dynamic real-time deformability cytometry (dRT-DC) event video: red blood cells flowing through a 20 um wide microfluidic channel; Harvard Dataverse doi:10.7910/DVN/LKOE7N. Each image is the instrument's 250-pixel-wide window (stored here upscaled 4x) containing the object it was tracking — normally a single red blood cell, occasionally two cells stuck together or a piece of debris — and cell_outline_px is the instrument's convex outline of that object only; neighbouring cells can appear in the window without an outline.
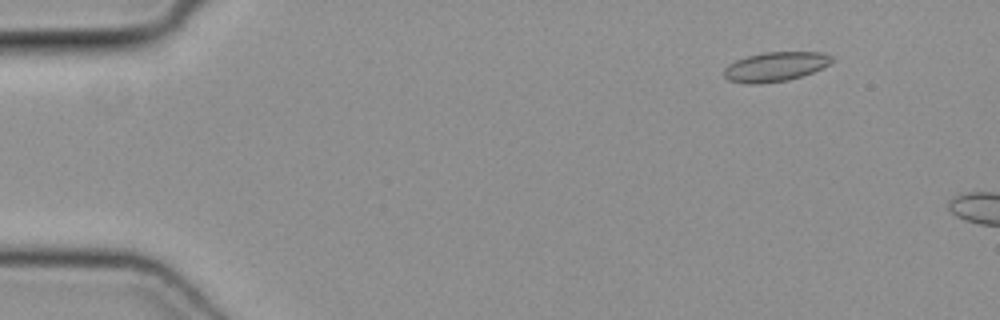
{"species": "common noctule bat (a hibernating species)", "species_latin": "Nyctalus noctula", "temperature_condition": "cold", "stored_images_in_passage": 10, "camera_frame_rate_fps": 3000, "um_per_image_px": 0.085, "animal": {"sex": "female", "body_mass_g": 19.3, "forearm_length_mm": 54.1}, "frame": {"image": 1, "passage_image": 6, "time_ms": 1.667, "image_size_px": [1000, 320], "cell_outline_px": [[836, 60], [812, 72], [788, 80], [760, 84], [748, 84], [728, 80], [724, 76], [724, 68], [728, 64], [736, 60], [748, 56], [764, 52], [820, 52], [832, 56]], "centroid_in_image_um": [65.88, 5.67], "position_along_channel_um": 19.1, "area_um2": 18.44}}